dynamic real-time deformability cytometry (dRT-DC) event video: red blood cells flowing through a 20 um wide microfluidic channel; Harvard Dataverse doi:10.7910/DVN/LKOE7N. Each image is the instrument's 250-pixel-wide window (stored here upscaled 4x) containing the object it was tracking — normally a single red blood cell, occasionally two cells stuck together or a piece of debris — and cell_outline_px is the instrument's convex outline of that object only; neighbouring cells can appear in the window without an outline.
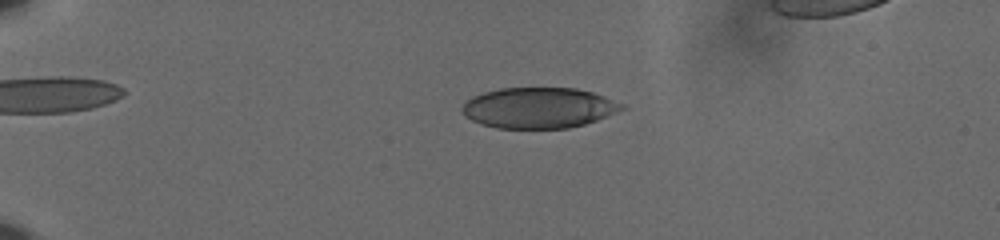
{"species": "human", "species_latin": "Homo sapiens", "temperature_condition": "cold", "stored_images_in_passage": 59, "camera_frame_rate_fps": 3000, "um_per_image_px": 0.085, "donor": {"sex": "male"}, "frame": {"image": 1, "passage_image": 14, "time_ms": 4.333, "image_size_px": [1000, 240], "cell_outline_px": [[628, 108], [596, 120], [584, 124], [568, 128], [496, 128], [480, 124], [464, 116], [460, 108], [472, 96], [484, 92], [500, 88], [576, 88], [592, 92], [604, 96], [624, 104]], "centroid_in_image_um": [45.79, 9.16], "position_along_channel_um": 39.2, "area_um2": 37.97}}
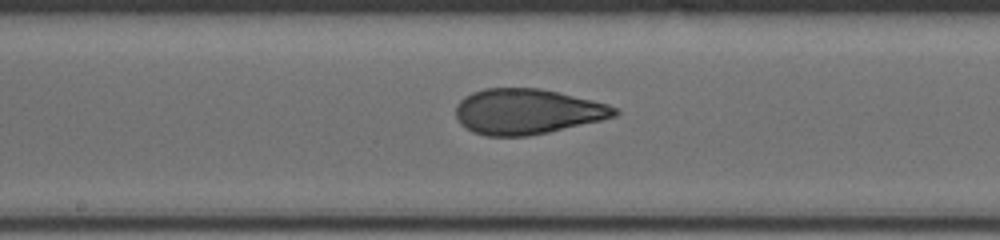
{"frame": {"image": 2, "passage_image": 33, "time_ms": 10.667, "image_size_px": [1000, 240], "cell_outline_px": [[620, 112], [616, 116], [600, 120], [548, 132], [528, 136], [488, 136], [472, 132], [460, 124], [456, 116], [456, 104], [464, 96], [472, 92], [484, 88], [540, 88], [592, 100], [608, 104], [616, 108]], "centroid_in_image_um": [44.77, 9.48], "position_along_channel_um": 203.4, "area_um2": 41.96}}
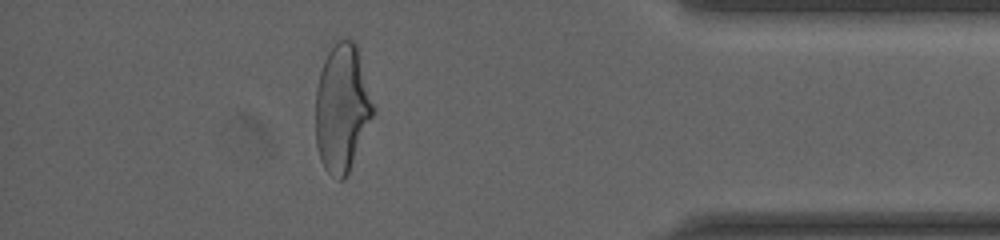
{"frame": {"image": 3, "passage_image": 52, "time_ms": 17.0, "image_size_px": [1000, 240], "cell_outline_px": [[376, 112], [348, 172], [344, 180], [340, 180], [332, 176], [324, 168], [320, 160], [316, 144], [316, 88], [320, 72], [324, 60], [328, 52], [336, 40], [348, 36], [356, 40], [376, 108]], "centroid_in_image_um": [29.11, 9.12], "position_along_channel_um": 406.1, "area_um2": 43.7}}